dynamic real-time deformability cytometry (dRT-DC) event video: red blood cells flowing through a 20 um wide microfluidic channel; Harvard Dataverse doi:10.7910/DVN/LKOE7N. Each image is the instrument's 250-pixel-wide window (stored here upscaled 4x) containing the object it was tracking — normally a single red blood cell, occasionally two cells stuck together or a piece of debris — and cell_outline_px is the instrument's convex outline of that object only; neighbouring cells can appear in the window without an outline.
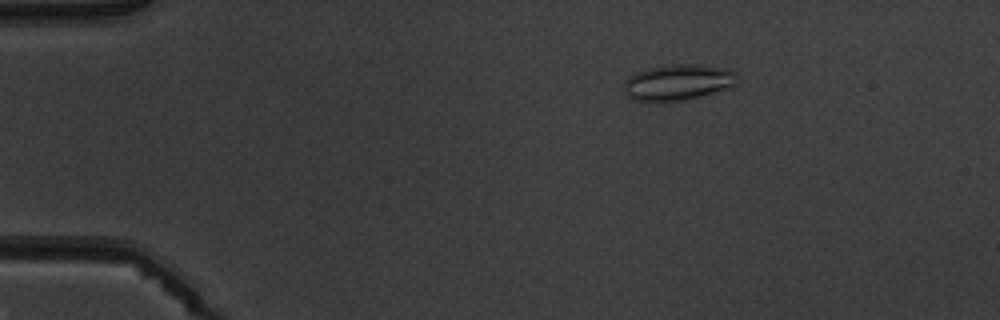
{"species": "common noctule bat (a hibernating species)", "species_latin": "Nyctalus noctula", "temperature_condition": "warm", "stored_images_in_passage": 6, "camera_frame_rate_fps": 3000, "um_per_image_px": 0.085, "animal": {"sex": "male", "body_mass_g": 19.5, "forearm_length_mm": 54.6}, "frame": {"image": 1, "passage_image": 3, "time_ms": 2.333, "image_size_px": [1000, 320], "cell_outline_px": [[736, 84], [728, 88], [700, 96], [680, 100], [636, 100], [628, 96], [624, 92], [624, 80], [628, 76], [636, 72], [648, 68], [672, 64], [696, 64], [728, 68], [736, 72]], "centroid_in_image_um": [57.63, 6.96], "position_along_channel_um": 27.4, "area_um2": 23.47}}